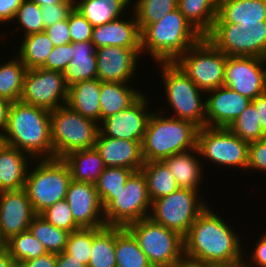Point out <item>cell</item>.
<instances>
[{
	"instance_id": "obj_58",
	"label": "cell",
	"mask_w": 266,
	"mask_h": 267,
	"mask_svg": "<svg viewBox=\"0 0 266 267\" xmlns=\"http://www.w3.org/2000/svg\"><path fill=\"white\" fill-rule=\"evenodd\" d=\"M35 2L39 6L46 5V4H56V3H64L67 0H29Z\"/></svg>"
},
{
	"instance_id": "obj_59",
	"label": "cell",
	"mask_w": 266,
	"mask_h": 267,
	"mask_svg": "<svg viewBox=\"0 0 266 267\" xmlns=\"http://www.w3.org/2000/svg\"><path fill=\"white\" fill-rule=\"evenodd\" d=\"M5 146L4 134L0 132V150Z\"/></svg>"
},
{
	"instance_id": "obj_57",
	"label": "cell",
	"mask_w": 266,
	"mask_h": 267,
	"mask_svg": "<svg viewBox=\"0 0 266 267\" xmlns=\"http://www.w3.org/2000/svg\"><path fill=\"white\" fill-rule=\"evenodd\" d=\"M0 267H18L5 247L0 249Z\"/></svg>"
},
{
	"instance_id": "obj_9",
	"label": "cell",
	"mask_w": 266,
	"mask_h": 267,
	"mask_svg": "<svg viewBox=\"0 0 266 267\" xmlns=\"http://www.w3.org/2000/svg\"><path fill=\"white\" fill-rule=\"evenodd\" d=\"M197 148L203 165L208 162L214 169L238 168L247 171L249 143L240 139L229 128L208 127L199 128ZM206 161V162H205Z\"/></svg>"
},
{
	"instance_id": "obj_27",
	"label": "cell",
	"mask_w": 266,
	"mask_h": 267,
	"mask_svg": "<svg viewBox=\"0 0 266 267\" xmlns=\"http://www.w3.org/2000/svg\"><path fill=\"white\" fill-rule=\"evenodd\" d=\"M100 90L98 78L76 82L69 86L66 104L80 115L100 123Z\"/></svg>"
},
{
	"instance_id": "obj_54",
	"label": "cell",
	"mask_w": 266,
	"mask_h": 267,
	"mask_svg": "<svg viewBox=\"0 0 266 267\" xmlns=\"http://www.w3.org/2000/svg\"><path fill=\"white\" fill-rule=\"evenodd\" d=\"M56 267H87L84 263L69 255L66 251L56 254Z\"/></svg>"
},
{
	"instance_id": "obj_3",
	"label": "cell",
	"mask_w": 266,
	"mask_h": 267,
	"mask_svg": "<svg viewBox=\"0 0 266 267\" xmlns=\"http://www.w3.org/2000/svg\"><path fill=\"white\" fill-rule=\"evenodd\" d=\"M202 37L176 8L141 31L142 56L150 55L154 63L175 62Z\"/></svg>"
},
{
	"instance_id": "obj_8",
	"label": "cell",
	"mask_w": 266,
	"mask_h": 267,
	"mask_svg": "<svg viewBox=\"0 0 266 267\" xmlns=\"http://www.w3.org/2000/svg\"><path fill=\"white\" fill-rule=\"evenodd\" d=\"M53 158L95 147L99 123L84 117L67 104L50 111Z\"/></svg>"
},
{
	"instance_id": "obj_49",
	"label": "cell",
	"mask_w": 266,
	"mask_h": 267,
	"mask_svg": "<svg viewBox=\"0 0 266 267\" xmlns=\"http://www.w3.org/2000/svg\"><path fill=\"white\" fill-rule=\"evenodd\" d=\"M44 31L48 35L54 46L71 43L68 19L58 21L52 26L45 28Z\"/></svg>"
},
{
	"instance_id": "obj_56",
	"label": "cell",
	"mask_w": 266,
	"mask_h": 267,
	"mask_svg": "<svg viewBox=\"0 0 266 267\" xmlns=\"http://www.w3.org/2000/svg\"><path fill=\"white\" fill-rule=\"evenodd\" d=\"M210 267H254V266L248 262V259L245 257V255H242L241 257L235 260L216 263L214 265H211Z\"/></svg>"
},
{
	"instance_id": "obj_47",
	"label": "cell",
	"mask_w": 266,
	"mask_h": 267,
	"mask_svg": "<svg viewBox=\"0 0 266 267\" xmlns=\"http://www.w3.org/2000/svg\"><path fill=\"white\" fill-rule=\"evenodd\" d=\"M73 55L72 42L55 46L41 68L63 73L70 63V60L73 58Z\"/></svg>"
},
{
	"instance_id": "obj_46",
	"label": "cell",
	"mask_w": 266,
	"mask_h": 267,
	"mask_svg": "<svg viewBox=\"0 0 266 267\" xmlns=\"http://www.w3.org/2000/svg\"><path fill=\"white\" fill-rule=\"evenodd\" d=\"M41 14L45 28H48L58 21L68 19L69 14L75 8V0H67L64 3L42 5Z\"/></svg>"
},
{
	"instance_id": "obj_31",
	"label": "cell",
	"mask_w": 266,
	"mask_h": 267,
	"mask_svg": "<svg viewBox=\"0 0 266 267\" xmlns=\"http://www.w3.org/2000/svg\"><path fill=\"white\" fill-rule=\"evenodd\" d=\"M19 42L16 54L27 69L41 68L47 60L48 55L55 47L48 35L43 32L29 34Z\"/></svg>"
},
{
	"instance_id": "obj_51",
	"label": "cell",
	"mask_w": 266,
	"mask_h": 267,
	"mask_svg": "<svg viewBox=\"0 0 266 267\" xmlns=\"http://www.w3.org/2000/svg\"><path fill=\"white\" fill-rule=\"evenodd\" d=\"M24 0H0V24H12L17 9ZM6 22V23H5Z\"/></svg>"
},
{
	"instance_id": "obj_41",
	"label": "cell",
	"mask_w": 266,
	"mask_h": 267,
	"mask_svg": "<svg viewBox=\"0 0 266 267\" xmlns=\"http://www.w3.org/2000/svg\"><path fill=\"white\" fill-rule=\"evenodd\" d=\"M12 23H14V27L15 24L17 25L16 30H10L11 32L9 34L13 32L12 34L14 35V31L16 32L17 30L22 29V37L33 33L43 32L45 30L41 7L29 0H24L19 6Z\"/></svg>"
},
{
	"instance_id": "obj_19",
	"label": "cell",
	"mask_w": 266,
	"mask_h": 267,
	"mask_svg": "<svg viewBox=\"0 0 266 267\" xmlns=\"http://www.w3.org/2000/svg\"><path fill=\"white\" fill-rule=\"evenodd\" d=\"M35 215L25 189L0 192V239L28 230Z\"/></svg>"
},
{
	"instance_id": "obj_35",
	"label": "cell",
	"mask_w": 266,
	"mask_h": 267,
	"mask_svg": "<svg viewBox=\"0 0 266 267\" xmlns=\"http://www.w3.org/2000/svg\"><path fill=\"white\" fill-rule=\"evenodd\" d=\"M116 226L92 228V251L87 267H116Z\"/></svg>"
},
{
	"instance_id": "obj_11",
	"label": "cell",
	"mask_w": 266,
	"mask_h": 267,
	"mask_svg": "<svg viewBox=\"0 0 266 267\" xmlns=\"http://www.w3.org/2000/svg\"><path fill=\"white\" fill-rule=\"evenodd\" d=\"M200 191L179 188L152 203L150 218L185 237L197 217L209 206Z\"/></svg>"
},
{
	"instance_id": "obj_18",
	"label": "cell",
	"mask_w": 266,
	"mask_h": 267,
	"mask_svg": "<svg viewBox=\"0 0 266 267\" xmlns=\"http://www.w3.org/2000/svg\"><path fill=\"white\" fill-rule=\"evenodd\" d=\"M65 200L68 202L74 221L81 228L104 227V208L95 184L71 180Z\"/></svg>"
},
{
	"instance_id": "obj_34",
	"label": "cell",
	"mask_w": 266,
	"mask_h": 267,
	"mask_svg": "<svg viewBox=\"0 0 266 267\" xmlns=\"http://www.w3.org/2000/svg\"><path fill=\"white\" fill-rule=\"evenodd\" d=\"M220 0H178V9L194 28L205 36L217 17Z\"/></svg>"
},
{
	"instance_id": "obj_24",
	"label": "cell",
	"mask_w": 266,
	"mask_h": 267,
	"mask_svg": "<svg viewBox=\"0 0 266 267\" xmlns=\"http://www.w3.org/2000/svg\"><path fill=\"white\" fill-rule=\"evenodd\" d=\"M33 160L27 153L5 144L0 150V192L24 189Z\"/></svg>"
},
{
	"instance_id": "obj_4",
	"label": "cell",
	"mask_w": 266,
	"mask_h": 267,
	"mask_svg": "<svg viewBox=\"0 0 266 267\" xmlns=\"http://www.w3.org/2000/svg\"><path fill=\"white\" fill-rule=\"evenodd\" d=\"M154 107L141 144L144 162L162 161L197 147L198 126L168 116Z\"/></svg>"
},
{
	"instance_id": "obj_40",
	"label": "cell",
	"mask_w": 266,
	"mask_h": 267,
	"mask_svg": "<svg viewBox=\"0 0 266 267\" xmlns=\"http://www.w3.org/2000/svg\"><path fill=\"white\" fill-rule=\"evenodd\" d=\"M132 2L129 10L134 12L140 31L178 8V0H132Z\"/></svg>"
},
{
	"instance_id": "obj_43",
	"label": "cell",
	"mask_w": 266,
	"mask_h": 267,
	"mask_svg": "<svg viewBox=\"0 0 266 267\" xmlns=\"http://www.w3.org/2000/svg\"><path fill=\"white\" fill-rule=\"evenodd\" d=\"M65 251L88 266L92 251V228H81L71 232Z\"/></svg>"
},
{
	"instance_id": "obj_17",
	"label": "cell",
	"mask_w": 266,
	"mask_h": 267,
	"mask_svg": "<svg viewBox=\"0 0 266 267\" xmlns=\"http://www.w3.org/2000/svg\"><path fill=\"white\" fill-rule=\"evenodd\" d=\"M96 57L97 78L100 81L132 83L136 73H139L137 67L142 60V49L106 46L96 49Z\"/></svg>"
},
{
	"instance_id": "obj_53",
	"label": "cell",
	"mask_w": 266,
	"mask_h": 267,
	"mask_svg": "<svg viewBox=\"0 0 266 267\" xmlns=\"http://www.w3.org/2000/svg\"><path fill=\"white\" fill-rule=\"evenodd\" d=\"M251 103L255 106L261 128L266 134V92L253 99Z\"/></svg>"
},
{
	"instance_id": "obj_6",
	"label": "cell",
	"mask_w": 266,
	"mask_h": 267,
	"mask_svg": "<svg viewBox=\"0 0 266 267\" xmlns=\"http://www.w3.org/2000/svg\"><path fill=\"white\" fill-rule=\"evenodd\" d=\"M71 180L70 168L63 159H34L24 189L35 214H41L54 203L64 200Z\"/></svg>"
},
{
	"instance_id": "obj_10",
	"label": "cell",
	"mask_w": 266,
	"mask_h": 267,
	"mask_svg": "<svg viewBox=\"0 0 266 267\" xmlns=\"http://www.w3.org/2000/svg\"><path fill=\"white\" fill-rule=\"evenodd\" d=\"M227 56L266 59V21L259 23H213L204 36Z\"/></svg>"
},
{
	"instance_id": "obj_21",
	"label": "cell",
	"mask_w": 266,
	"mask_h": 267,
	"mask_svg": "<svg viewBox=\"0 0 266 267\" xmlns=\"http://www.w3.org/2000/svg\"><path fill=\"white\" fill-rule=\"evenodd\" d=\"M128 15H131V18ZM91 41L96 49L106 46L141 49V31L134 12L117 17L106 24L95 26Z\"/></svg>"
},
{
	"instance_id": "obj_44",
	"label": "cell",
	"mask_w": 266,
	"mask_h": 267,
	"mask_svg": "<svg viewBox=\"0 0 266 267\" xmlns=\"http://www.w3.org/2000/svg\"><path fill=\"white\" fill-rule=\"evenodd\" d=\"M42 215L50 224L67 232H74L81 227L74 221L68 202L64 199L44 210Z\"/></svg>"
},
{
	"instance_id": "obj_30",
	"label": "cell",
	"mask_w": 266,
	"mask_h": 267,
	"mask_svg": "<svg viewBox=\"0 0 266 267\" xmlns=\"http://www.w3.org/2000/svg\"><path fill=\"white\" fill-rule=\"evenodd\" d=\"M63 160L70 168L72 180L77 182L95 184L106 167L95 147L70 152Z\"/></svg>"
},
{
	"instance_id": "obj_48",
	"label": "cell",
	"mask_w": 266,
	"mask_h": 267,
	"mask_svg": "<svg viewBox=\"0 0 266 267\" xmlns=\"http://www.w3.org/2000/svg\"><path fill=\"white\" fill-rule=\"evenodd\" d=\"M266 173V138L249 143L247 171Z\"/></svg>"
},
{
	"instance_id": "obj_15",
	"label": "cell",
	"mask_w": 266,
	"mask_h": 267,
	"mask_svg": "<svg viewBox=\"0 0 266 267\" xmlns=\"http://www.w3.org/2000/svg\"><path fill=\"white\" fill-rule=\"evenodd\" d=\"M223 85L251 100L255 99L266 92V59L227 56Z\"/></svg>"
},
{
	"instance_id": "obj_38",
	"label": "cell",
	"mask_w": 266,
	"mask_h": 267,
	"mask_svg": "<svg viewBox=\"0 0 266 267\" xmlns=\"http://www.w3.org/2000/svg\"><path fill=\"white\" fill-rule=\"evenodd\" d=\"M133 172L134 170L126 167H105L95 183L104 209L116 198V194L124 189L126 181Z\"/></svg>"
},
{
	"instance_id": "obj_50",
	"label": "cell",
	"mask_w": 266,
	"mask_h": 267,
	"mask_svg": "<svg viewBox=\"0 0 266 267\" xmlns=\"http://www.w3.org/2000/svg\"><path fill=\"white\" fill-rule=\"evenodd\" d=\"M259 240H254L256 242L252 249L247 254H244L248 260V262L254 267H266V232H263ZM249 253V254H248ZM251 253V254H250ZM248 255V256H246Z\"/></svg>"
},
{
	"instance_id": "obj_5",
	"label": "cell",
	"mask_w": 266,
	"mask_h": 267,
	"mask_svg": "<svg viewBox=\"0 0 266 267\" xmlns=\"http://www.w3.org/2000/svg\"><path fill=\"white\" fill-rule=\"evenodd\" d=\"M164 86L166 109L160 112L192 122L199 128L206 126L205 92L199 89L175 62H157ZM204 94V95H203ZM204 96V97H203ZM166 110V111H165ZM169 110V111H168ZM170 110L171 113L170 114Z\"/></svg>"
},
{
	"instance_id": "obj_60",
	"label": "cell",
	"mask_w": 266,
	"mask_h": 267,
	"mask_svg": "<svg viewBox=\"0 0 266 267\" xmlns=\"http://www.w3.org/2000/svg\"><path fill=\"white\" fill-rule=\"evenodd\" d=\"M4 247V242L0 239V249Z\"/></svg>"
},
{
	"instance_id": "obj_14",
	"label": "cell",
	"mask_w": 266,
	"mask_h": 267,
	"mask_svg": "<svg viewBox=\"0 0 266 267\" xmlns=\"http://www.w3.org/2000/svg\"><path fill=\"white\" fill-rule=\"evenodd\" d=\"M68 90L62 72L44 68L27 69L20 101L53 111L66 105Z\"/></svg>"
},
{
	"instance_id": "obj_33",
	"label": "cell",
	"mask_w": 266,
	"mask_h": 267,
	"mask_svg": "<svg viewBox=\"0 0 266 267\" xmlns=\"http://www.w3.org/2000/svg\"><path fill=\"white\" fill-rule=\"evenodd\" d=\"M115 256L116 267H153L126 227L116 226Z\"/></svg>"
},
{
	"instance_id": "obj_25",
	"label": "cell",
	"mask_w": 266,
	"mask_h": 267,
	"mask_svg": "<svg viewBox=\"0 0 266 267\" xmlns=\"http://www.w3.org/2000/svg\"><path fill=\"white\" fill-rule=\"evenodd\" d=\"M266 21V0H220L214 23Z\"/></svg>"
},
{
	"instance_id": "obj_39",
	"label": "cell",
	"mask_w": 266,
	"mask_h": 267,
	"mask_svg": "<svg viewBox=\"0 0 266 267\" xmlns=\"http://www.w3.org/2000/svg\"><path fill=\"white\" fill-rule=\"evenodd\" d=\"M4 247L17 264L47 253L43 244L33 236L29 229L12 236L4 243Z\"/></svg>"
},
{
	"instance_id": "obj_52",
	"label": "cell",
	"mask_w": 266,
	"mask_h": 267,
	"mask_svg": "<svg viewBox=\"0 0 266 267\" xmlns=\"http://www.w3.org/2000/svg\"><path fill=\"white\" fill-rule=\"evenodd\" d=\"M18 267H56V254L47 252L35 259L19 263Z\"/></svg>"
},
{
	"instance_id": "obj_7",
	"label": "cell",
	"mask_w": 266,
	"mask_h": 267,
	"mask_svg": "<svg viewBox=\"0 0 266 267\" xmlns=\"http://www.w3.org/2000/svg\"><path fill=\"white\" fill-rule=\"evenodd\" d=\"M153 267H184V237L146 217L126 226Z\"/></svg>"
},
{
	"instance_id": "obj_23",
	"label": "cell",
	"mask_w": 266,
	"mask_h": 267,
	"mask_svg": "<svg viewBox=\"0 0 266 267\" xmlns=\"http://www.w3.org/2000/svg\"><path fill=\"white\" fill-rule=\"evenodd\" d=\"M162 161L174 176L179 188L201 191L206 197L200 188L201 183L204 182L202 180L205 178L204 171H207L205 170L207 167L203 166L197 147L183 153L173 154Z\"/></svg>"
},
{
	"instance_id": "obj_22",
	"label": "cell",
	"mask_w": 266,
	"mask_h": 267,
	"mask_svg": "<svg viewBox=\"0 0 266 267\" xmlns=\"http://www.w3.org/2000/svg\"><path fill=\"white\" fill-rule=\"evenodd\" d=\"M141 142L97 135L95 149L106 167H126L139 171L143 164Z\"/></svg>"
},
{
	"instance_id": "obj_13",
	"label": "cell",
	"mask_w": 266,
	"mask_h": 267,
	"mask_svg": "<svg viewBox=\"0 0 266 267\" xmlns=\"http://www.w3.org/2000/svg\"><path fill=\"white\" fill-rule=\"evenodd\" d=\"M152 202L147 191L146 178L141 170L134 171L124 189L104 209L106 226L126 227L128 224L149 217Z\"/></svg>"
},
{
	"instance_id": "obj_55",
	"label": "cell",
	"mask_w": 266,
	"mask_h": 267,
	"mask_svg": "<svg viewBox=\"0 0 266 267\" xmlns=\"http://www.w3.org/2000/svg\"><path fill=\"white\" fill-rule=\"evenodd\" d=\"M11 103L12 102H10L9 100L0 98V132L2 133H4L7 125L9 108L11 106Z\"/></svg>"
},
{
	"instance_id": "obj_2",
	"label": "cell",
	"mask_w": 266,
	"mask_h": 267,
	"mask_svg": "<svg viewBox=\"0 0 266 267\" xmlns=\"http://www.w3.org/2000/svg\"><path fill=\"white\" fill-rule=\"evenodd\" d=\"M5 144L33 159H53L50 111L26 104L11 103L4 131Z\"/></svg>"
},
{
	"instance_id": "obj_42",
	"label": "cell",
	"mask_w": 266,
	"mask_h": 267,
	"mask_svg": "<svg viewBox=\"0 0 266 267\" xmlns=\"http://www.w3.org/2000/svg\"><path fill=\"white\" fill-rule=\"evenodd\" d=\"M235 135L248 143L266 138L261 128L255 106L251 103L228 127Z\"/></svg>"
},
{
	"instance_id": "obj_26",
	"label": "cell",
	"mask_w": 266,
	"mask_h": 267,
	"mask_svg": "<svg viewBox=\"0 0 266 267\" xmlns=\"http://www.w3.org/2000/svg\"><path fill=\"white\" fill-rule=\"evenodd\" d=\"M131 83L101 81L100 90V122L105 118L123 111L133 104L143 93ZM134 87V88H133ZM143 91V92H142Z\"/></svg>"
},
{
	"instance_id": "obj_37",
	"label": "cell",
	"mask_w": 266,
	"mask_h": 267,
	"mask_svg": "<svg viewBox=\"0 0 266 267\" xmlns=\"http://www.w3.org/2000/svg\"><path fill=\"white\" fill-rule=\"evenodd\" d=\"M29 230L48 253L59 254L65 251L70 232L53 226L42 215L36 214L33 217Z\"/></svg>"
},
{
	"instance_id": "obj_61",
	"label": "cell",
	"mask_w": 266,
	"mask_h": 267,
	"mask_svg": "<svg viewBox=\"0 0 266 267\" xmlns=\"http://www.w3.org/2000/svg\"><path fill=\"white\" fill-rule=\"evenodd\" d=\"M0 33H1V34H0V35H1L0 38H1V39H5V37H2V36L4 35L3 31L0 32ZM2 33H3V34H2ZM1 39H0V41H5V40H1Z\"/></svg>"
},
{
	"instance_id": "obj_20",
	"label": "cell",
	"mask_w": 266,
	"mask_h": 267,
	"mask_svg": "<svg viewBox=\"0 0 266 267\" xmlns=\"http://www.w3.org/2000/svg\"><path fill=\"white\" fill-rule=\"evenodd\" d=\"M251 102L225 85L206 92V126L228 128Z\"/></svg>"
},
{
	"instance_id": "obj_12",
	"label": "cell",
	"mask_w": 266,
	"mask_h": 267,
	"mask_svg": "<svg viewBox=\"0 0 266 267\" xmlns=\"http://www.w3.org/2000/svg\"><path fill=\"white\" fill-rule=\"evenodd\" d=\"M226 59L227 55L203 36L175 63L199 89L206 93L224 84Z\"/></svg>"
},
{
	"instance_id": "obj_29",
	"label": "cell",
	"mask_w": 266,
	"mask_h": 267,
	"mask_svg": "<svg viewBox=\"0 0 266 267\" xmlns=\"http://www.w3.org/2000/svg\"><path fill=\"white\" fill-rule=\"evenodd\" d=\"M129 5H132V0H75V8L94 27L131 13Z\"/></svg>"
},
{
	"instance_id": "obj_45",
	"label": "cell",
	"mask_w": 266,
	"mask_h": 267,
	"mask_svg": "<svg viewBox=\"0 0 266 267\" xmlns=\"http://www.w3.org/2000/svg\"><path fill=\"white\" fill-rule=\"evenodd\" d=\"M71 42H84L92 39L94 26L76 9L68 16Z\"/></svg>"
},
{
	"instance_id": "obj_36",
	"label": "cell",
	"mask_w": 266,
	"mask_h": 267,
	"mask_svg": "<svg viewBox=\"0 0 266 267\" xmlns=\"http://www.w3.org/2000/svg\"><path fill=\"white\" fill-rule=\"evenodd\" d=\"M10 58L0 63V98L13 103L20 101L27 68L18 56Z\"/></svg>"
},
{
	"instance_id": "obj_32",
	"label": "cell",
	"mask_w": 266,
	"mask_h": 267,
	"mask_svg": "<svg viewBox=\"0 0 266 267\" xmlns=\"http://www.w3.org/2000/svg\"><path fill=\"white\" fill-rule=\"evenodd\" d=\"M146 178L151 202L179 189L176 180L163 161L144 162L140 169Z\"/></svg>"
},
{
	"instance_id": "obj_28",
	"label": "cell",
	"mask_w": 266,
	"mask_h": 267,
	"mask_svg": "<svg viewBox=\"0 0 266 267\" xmlns=\"http://www.w3.org/2000/svg\"><path fill=\"white\" fill-rule=\"evenodd\" d=\"M73 58L63 72L68 86L97 78L96 47L91 40L72 42Z\"/></svg>"
},
{
	"instance_id": "obj_1",
	"label": "cell",
	"mask_w": 266,
	"mask_h": 267,
	"mask_svg": "<svg viewBox=\"0 0 266 267\" xmlns=\"http://www.w3.org/2000/svg\"><path fill=\"white\" fill-rule=\"evenodd\" d=\"M210 206L197 217L184 237V258L187 266L210 267L216 263L235 260L244 251H248L242 245L245 244V238L241 239L242 233L240 235L239 231L236 232L237 229L233 227L235 225H231L233 222L224 219L212 208L213 205Z\"/></svg>"
},
{
	"instance_id": "obj_16",
	"label": "cell",
	"mask_w": 266,
	"mask_h": 267,
	"mask_svg": "<svg viewBox=\"0 0 266 267\" xmlns=\"http://www.w3.org/2000/svg\"><path fill=\"white\" fill-rule=\"evenodd\" d=\"M148 94L144 93L128 108L105 118L99 123V132L106 137L143 142L150 115Z\"/></svg>"
}]
</instances>
